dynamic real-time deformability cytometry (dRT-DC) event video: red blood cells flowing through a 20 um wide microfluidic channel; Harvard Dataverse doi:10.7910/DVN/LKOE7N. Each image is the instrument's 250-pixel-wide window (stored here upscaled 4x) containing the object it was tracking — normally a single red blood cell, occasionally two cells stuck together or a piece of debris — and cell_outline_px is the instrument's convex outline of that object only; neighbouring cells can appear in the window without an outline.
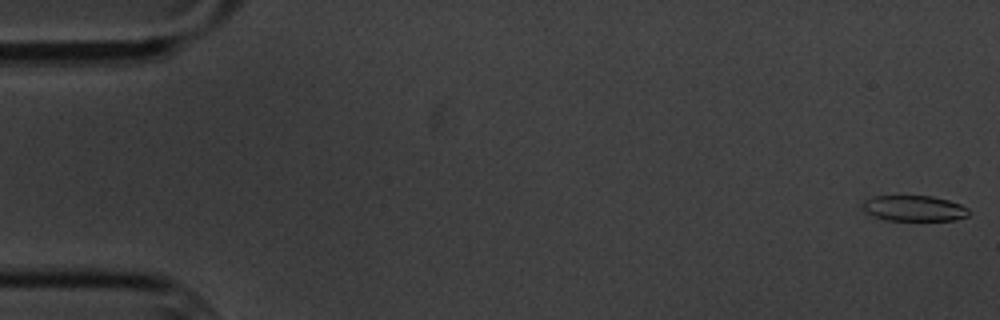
{"species": "common noctule bat (a hibernating species)", "species_latin": "Nyctalus noctula", "temperature_condition": "cold", "stored_images_in_passage": 7, "camera_frame_rate_fps": 3000, "um_per_image_px": 0.085, "animal": {"sex": "male", "body_mass_g": 20.1, "forearm_length_mm": 53.5}, "frame": {"image": 1, "passage_image": 1, "time_ms": 0.0, "image_size_px": [1000, 320], "cell_outline_px": [[968, 216], [956, 220], [888, 220], [872, 216], [864, 208], [864, 200], [872, 196], [932, 196], [948, 200], [960, 204], [968, 208]], "centroid_in_image_um": [77.72, 17.7], "position_along_channel_um": 7.3, "area_um2": 15.72}}
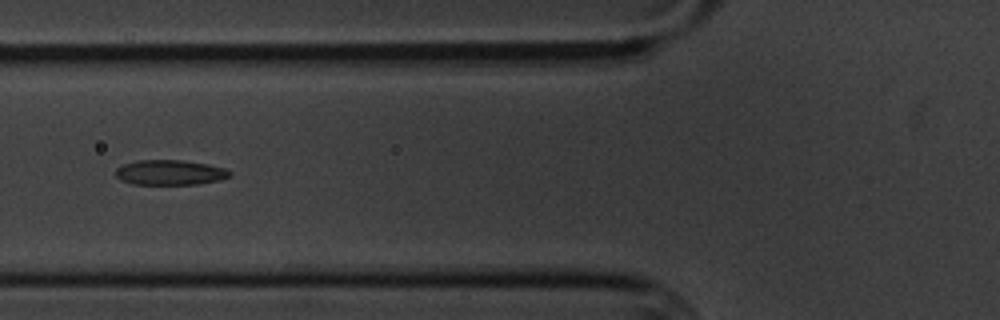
{"frame": {"image": 2, "passage_image": 7, "time_ms": 7.0, "image_size_px": [1000, 320], "cell_outline_px": [[232, 176], [220, 180], [196, 184], [132, 184], [120, 180], [116, 176], [116, 168], [124, 164], [136, 160], [180, 160], [208, 164], [224, 168], [232, 172]], "centroid_in_image_um": [14.45, 14.66], "position_along_channel_um": 111.3, "area_um2": 16.7}}